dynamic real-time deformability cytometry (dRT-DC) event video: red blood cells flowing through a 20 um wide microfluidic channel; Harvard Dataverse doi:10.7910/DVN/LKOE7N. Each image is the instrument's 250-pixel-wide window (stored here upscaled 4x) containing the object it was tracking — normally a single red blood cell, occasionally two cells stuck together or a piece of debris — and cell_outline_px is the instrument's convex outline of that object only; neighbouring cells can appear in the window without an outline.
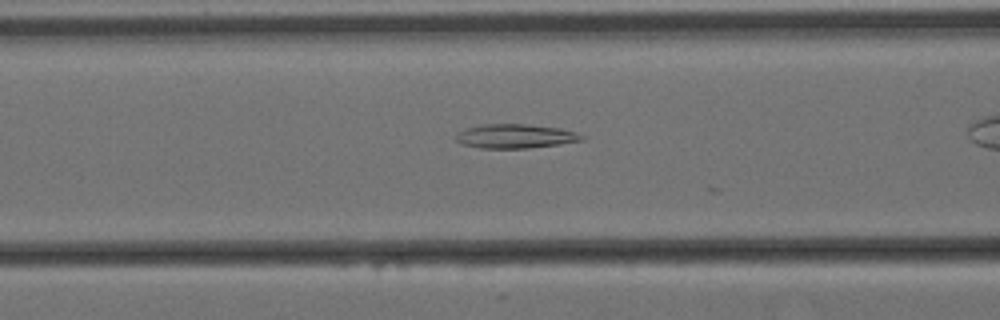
{"species": "Egyptian fruit bat (a non-hibernating species)", "species_latin": "Rousettus aegyptiacus", "temperature_condition": "cold", "stored_images_in_passage": 27, "camera_frame_rate_fps": 3000, "um_per_image_px": 0.085, "animal": {"sex": "female"}, "frame": {"image": 1, "passage_image": 5, "time_ms": 1.333, "image_size_px": [1000, 320], "cell_outline_px": [[584, 140], [560, 144], [528, 148], [480, 148], [460, 144], [456, 140], [456, 136], [464, 128], [484, 124], [524, 124], [560, 128], [576, 132], [584, 136]], "centroid_in_image_um": [43.8, 11.58], "position_along_channel_um": 122.8, "area_um2": 17.69}}
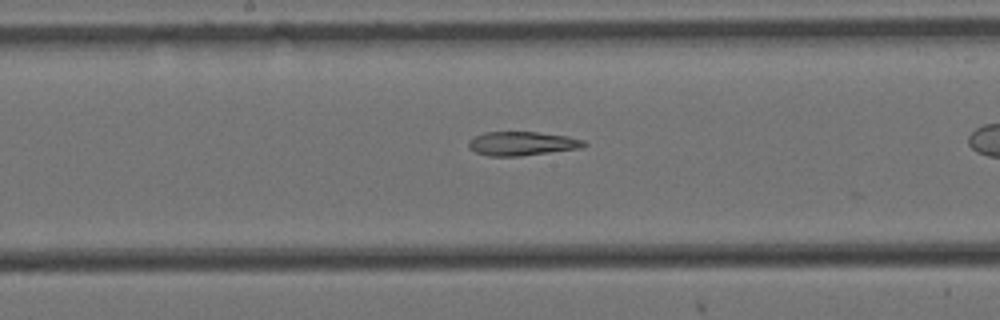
{"frame": {"image": 2, "passage_image": 12, "time_ms": 3.667, "image_size_px": [1000, 320], "cell_outline_px": [[588, 144], [580, 148], [520, 156], [488, 156], [476, 152], [468, 148], [468, 140], [472, 136], [484, 132], [536, 132], [568, 136], [584, 140]], "centroid_in_image_um": [44.33, 12.19], "position_along_channel_um": 203.9, "area_um2": 16.18}}
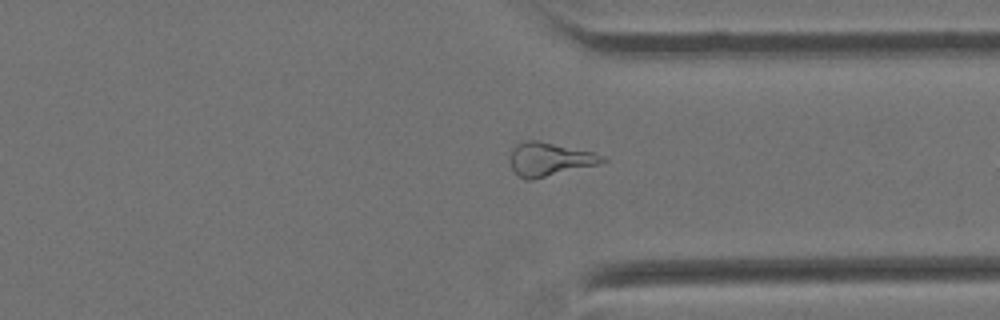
{"frame": {"image": 3, "passage_image": 26, "time_ms": 8.333, "image_size_px": [1000, 320], "cell_outline_px": [[608, 160], [600, 164], [532, 180], [524, 180], [512, 168], [508, 160], [512, 148], [516, 144], [524, 140], [536, 140], [592, 152], [604, 156]], "centroid_in_image_um": [46.68, 13.54], "position_along_channel_um": 364.7, "area_um2": 18.09}}